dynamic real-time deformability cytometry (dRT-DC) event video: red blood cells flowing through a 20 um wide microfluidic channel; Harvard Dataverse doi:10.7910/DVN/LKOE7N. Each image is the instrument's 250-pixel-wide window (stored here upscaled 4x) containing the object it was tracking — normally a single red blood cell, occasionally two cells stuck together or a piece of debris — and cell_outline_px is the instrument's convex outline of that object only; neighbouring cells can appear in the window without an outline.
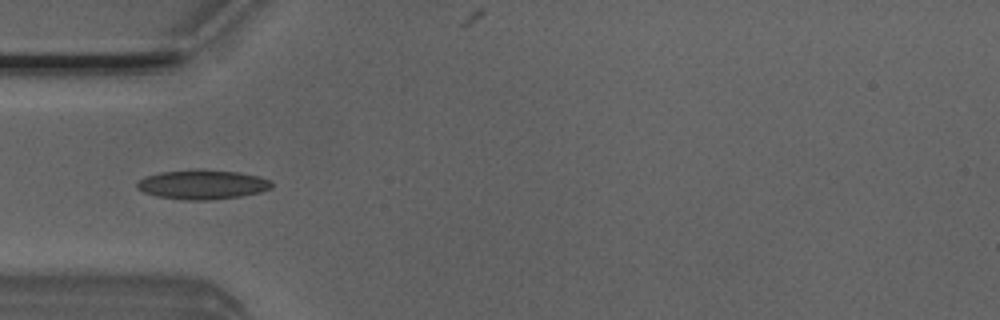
{"species": "Egyptian fruit bat (a non-hibernating species)", "species_latin": "Rousettus aegyptiacus", "temperature_condition": "room temperature", "stored_images_in_passage": 29, "camera_frame_rate_fps": 3000, "um_per_image_px": 0.085, "animal": {"sex": "male"}, "frame": {"image": 1, "passage_image": 1, "time_ms": 0.0, "image_size_px": [1000, 320], "cell_outline_px": [[272, 188], [260, 192], [240, 196], [208, 200], [184, 200], [156, 196], [144, 192], [136, 188], [136, 184], [144, 176], [160, 172], [192, 168], [200, 168], [240, 172], [260, 176], [272, 180]], "centroid_in_image_um": [17.21, 15.66], "position_along_channel_um": 67.8, "area_um2": 23.58}}
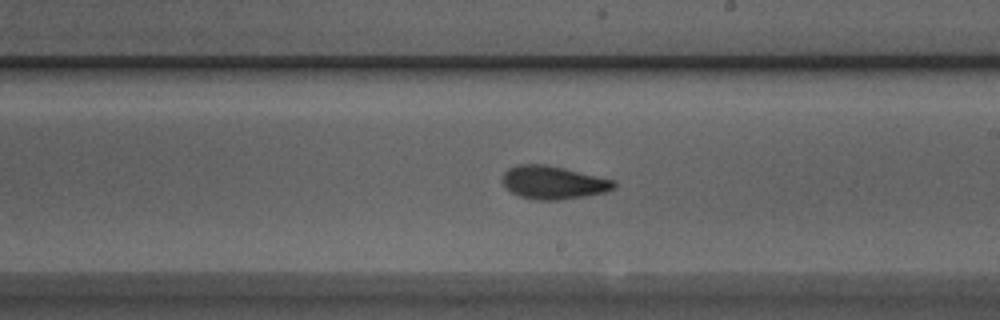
{"frame": {"image": 2, "passage_image": 14, "time_ms": 4.333, "image_size_px": [1000, 320], "cell_outline_px": [[616, 188], [604, 192], [584, 196], [560, 200], [536, 200], [520, 196], [512, 192], [504, 184], [504, 172], [508, 168], [516, 164], [544, 164], [564, 168], [616, 180]], "centroid_in_image_um": [47.06, 15.5], "position_along_channel_um": 241.9, "area_um2": 21.44}}
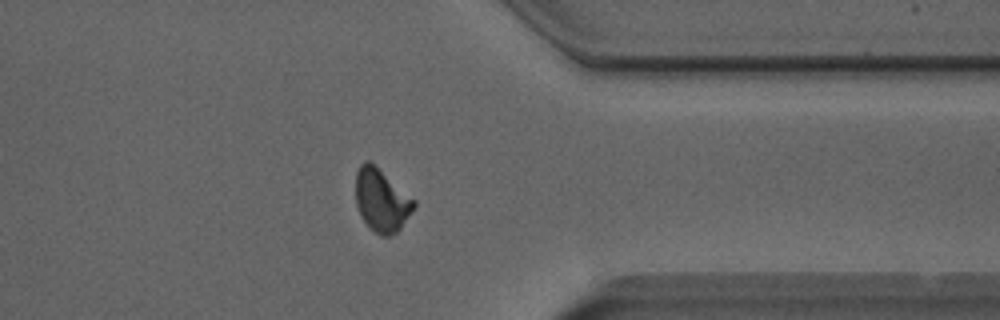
{"frame": {"image": 3, "passage_image": 25, "time_ms": 8.0, "image_size_px": [1000, 320], "cell_outline_px": [[416, 204], [400, 228], [396, 232], [388, 236], [380, 236], [368, 228], [356, 204], [356, 172], [360, 164], [364, 160], [368, 160], [416, 200]], "centroid_in_image_um": [32.41, 17.03], "position_along_channel_um": 379.0, "area_um2": 21.04}, "authors_computed_cell_mechanics": {"area_um2": 21.3282, "velocity_mm_per_s": 4.0104, "shape_relaxation_time_tau1_ms": 3.7452, "shape_relaxation_time_tau2_ms": 1.8503, "deformation_change_tau1": 0.1271, "deformation_change_tau2": 0.0629}}